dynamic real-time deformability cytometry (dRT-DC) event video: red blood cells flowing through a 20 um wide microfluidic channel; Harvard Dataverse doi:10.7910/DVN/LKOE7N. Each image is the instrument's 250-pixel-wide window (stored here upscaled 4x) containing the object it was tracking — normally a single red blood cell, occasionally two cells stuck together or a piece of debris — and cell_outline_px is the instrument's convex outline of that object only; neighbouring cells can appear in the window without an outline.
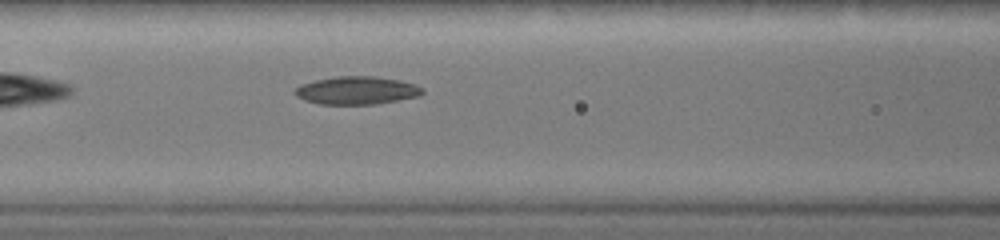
{"species": "common noctule bat (a hibernating species)", "species_latin": "Nyctalus noctula", "temperature_condition": "warm", "stored_images_in_passage": 7, "camera_frame_rate_fps": 3000, "um_per_image_px": 0.085, "animal": {"sex": "female", "body_mass_g": 19.0, "forearm_length_mm": 51.5}, "frame": {"image": 1, "passage_image": 7, "time_ms": 4.0, "image_size_px": [1000, 240], "cell_outline_px": [[424, 92], [420, 96], [376, 104], [320, 104], [304, 100], [296, 96], [292, 92], [300, 84], [316, 80], [336, 76], [376, 76], [400, 80], [416, 84], [424, 88]], "centroid_in_image_um": [30.34, 7.68], "position_along_channel_um": 136.3, "area_um2": 20.98}}